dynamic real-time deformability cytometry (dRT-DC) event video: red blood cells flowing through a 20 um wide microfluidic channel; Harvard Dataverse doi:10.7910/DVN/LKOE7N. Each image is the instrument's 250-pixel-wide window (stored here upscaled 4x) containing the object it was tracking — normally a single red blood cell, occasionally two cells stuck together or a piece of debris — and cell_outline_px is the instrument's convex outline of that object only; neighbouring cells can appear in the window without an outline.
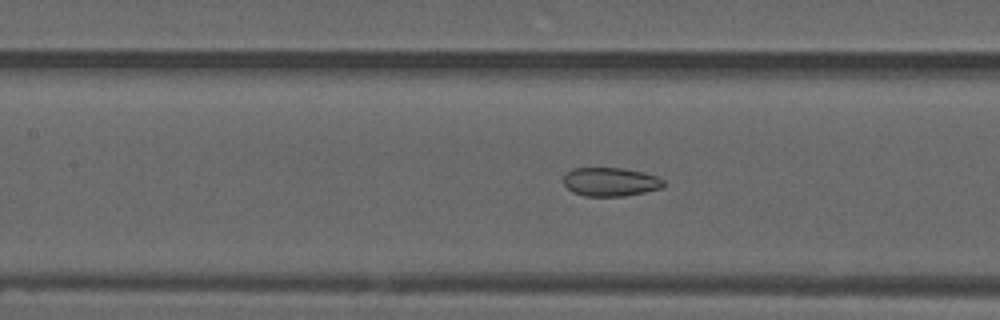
{"species": "common noctule bat (a hibernating species)", "species_latin": "Nyctalus noctula", "temperature_condition": "warm", "stored_images_in_passage": 55, "camera_frame_rate_fps": 3000, "um_per_image_px": 0.085, "animal": {"sex": "male", "forearm_length_mm": 52.5}, "frame": {"image": 1, "passage_image": 25, "time_ms": 8.0, "image_size_px": [1000, 320], "cell_outline_px": [[664, 188], [624, 196], [584, 196], [572, 192], [564, 184], [564, 176], [572, 168], [624, 168], [644, 172], [656, 176], [664, 180]], "centroid_in_image_um": [51.91, 15.46], "position_along_channel_um": 155.5, "area_um2": 16.82}}
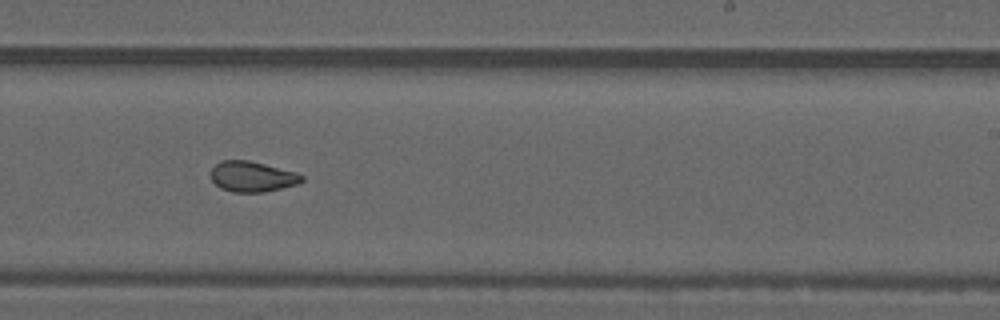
{"frame": {"image": 2, "passage_image": 34, "time_ms": 11.0, "image_size_px": [1000, 320], "cell_outline_px": [[304, 180], [296, 184], [264, 192], [232, 192], [220, 188], [212, 180], [212, 168], [220, 160], [248, 160], [296, 172], [304, 176]], "centroid_in_image_um": [21.43, 15.01], "position_along_channel_um": 267.6, "area_um2": 16.01}}
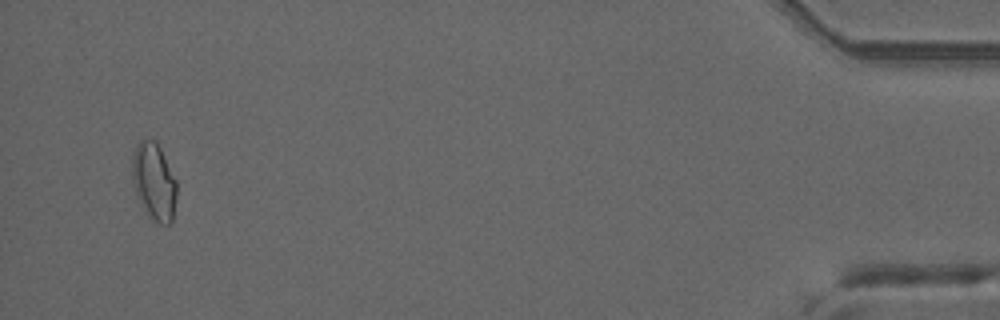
{"frame": {"image": 3, "passage_image": 53, "time_ms": 17.333, "image_size_px": [1000, 320], "cell_outline_px": [[176, 196], [172, 220], [168, 224], [160, 224], [140, 204], [136, 196], [132, 184], [132, 152], [136, 144], [140, 140], [156, 140], [176, 180]], "centroid_in_image_um": [13.06, 15.39], "position_along_channel_um": 422.1, "area_um2": 19.88}, "authors_computed_cell_mechanics": {"area_um2": 18.0336, "velocity_mm_per_s": 3.7576, "shape_relaxation_time_tau1_ms": null, "shape_relaxation_time_tau2_ms": 1.5452, "deformation_change_tau1": null, "deformation_change_tau2": 0.074}}